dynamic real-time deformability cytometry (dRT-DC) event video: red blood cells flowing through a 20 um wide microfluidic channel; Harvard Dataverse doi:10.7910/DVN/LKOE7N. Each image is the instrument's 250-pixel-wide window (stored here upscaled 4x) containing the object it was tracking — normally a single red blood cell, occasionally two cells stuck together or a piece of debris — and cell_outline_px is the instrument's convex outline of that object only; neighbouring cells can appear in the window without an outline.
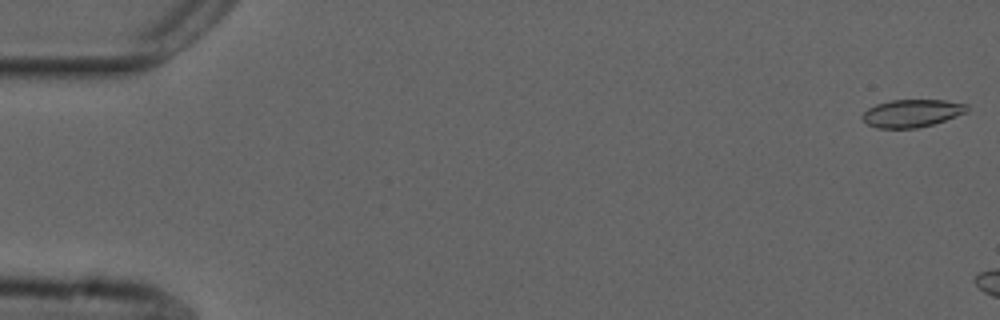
{"species": "common noctule bat (a hibernating species)", "species_latin": "Nyctalus noctula", "temperature_condition": "cold", "stored_images_in_passage": 7, "camera_frame_rate_fps": 3000, "um_per_image_px": 0.085, "animal": {"sex": "male", "forearm_length_mm": 52.5}, "frame": {"image": 1, "passage_image": 1, "time_ms": 0.0, "image_size_px": [1000, 320], "cell_outline_px": [[968, 112], [932, 124], [916, 128], [876, 128], [868, 124], [860, 116], [868, 108], [876, 104], [892, 100], [944, 100], [968, 104]], "centroid_in_image_um": [77.51, 9.62], "position_along_channel_um": 7.5, "area_um2": 16.82}}